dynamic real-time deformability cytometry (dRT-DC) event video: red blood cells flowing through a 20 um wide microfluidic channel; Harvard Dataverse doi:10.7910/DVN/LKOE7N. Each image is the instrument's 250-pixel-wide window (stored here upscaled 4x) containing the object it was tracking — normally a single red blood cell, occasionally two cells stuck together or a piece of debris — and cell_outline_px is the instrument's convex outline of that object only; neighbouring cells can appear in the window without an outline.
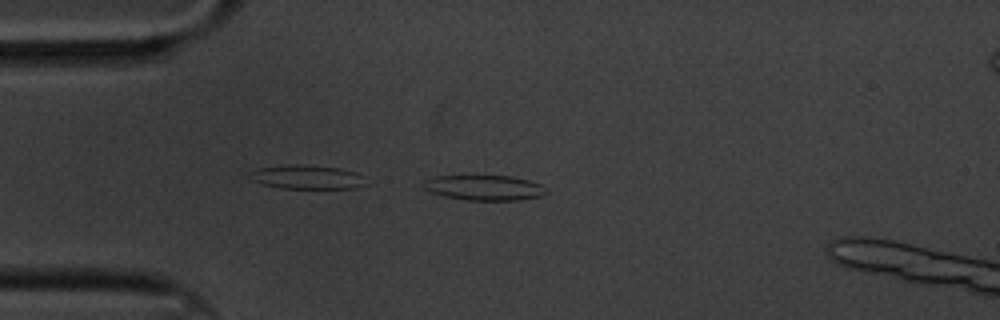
{"species": "common noctule bat (a hibernating species)", "species_latin": "Nyctalus noctula", "temperature_condition": "cold", "stored_images_in_passage": 22, "camera_frame_rate_fps": 3000, "um_per_image_px": 0.085, "animal": {"sex": "male", "body_mass_g": 20.1, "forearm_length_mm": 53.5}, "frame": {"image": 1, "passage_image": 1, "time_ms": 0.0, "image_size_px": [1000, 320], "cell_outline_px": [[548, 192], [540, 196], [516, 200], [468, 200], [444, 196], [432, 192], [424, 188], [420, 184], [424, 180], [436, 176], [512, 176], [528, 180], [540, 184]], "centroid_in_image_um": [41.13, 15.95], "position_along_channel_um": 43.9, "area_um2": 17.86}}
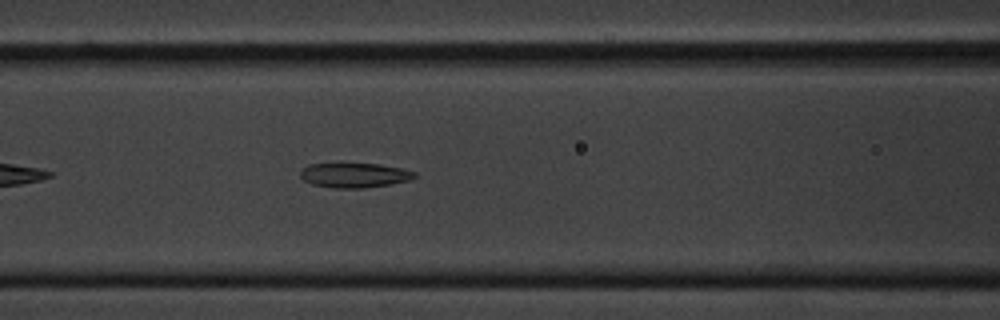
{"frame": {"image": 2, "passage_image": 11, "time_ms": 3.333, "image_size_px": [1000, 320], "cell_outline_px": [[416, 176], [408, 180], [392, 184], [364, 188], [336, 188], [312, 184], [304, 180], [300, 176], [300, 172], [308, 164], [340, 160], [380, 164], [400, 168], [416, 172]], "centroid_in_image_um": [30.07, 14.83], "position_along_channel_um": 136.5, "area_um2": 17.28}}
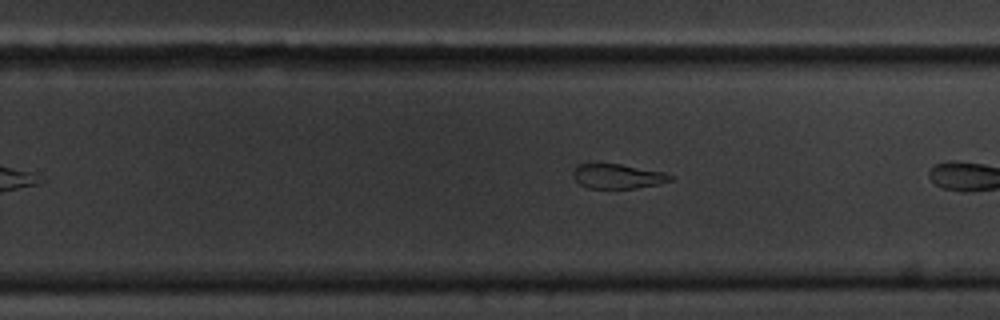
{"frame": {"image": 3, "passage_image": 21, "time_ms": 6.667, "image_size_px": [1000, 320], "cell_outline_px": [[672, 180], [656, 184], [636, 188], [588, 188], [580, 184], [572, 176], [572, 172], [580, 164], [620, 164], [664, 172], [672, 176]], "centroid_in_image_um": [52.48, 14.98], "position_along_channel_um": 277.3, "area_um2": 13.7}}